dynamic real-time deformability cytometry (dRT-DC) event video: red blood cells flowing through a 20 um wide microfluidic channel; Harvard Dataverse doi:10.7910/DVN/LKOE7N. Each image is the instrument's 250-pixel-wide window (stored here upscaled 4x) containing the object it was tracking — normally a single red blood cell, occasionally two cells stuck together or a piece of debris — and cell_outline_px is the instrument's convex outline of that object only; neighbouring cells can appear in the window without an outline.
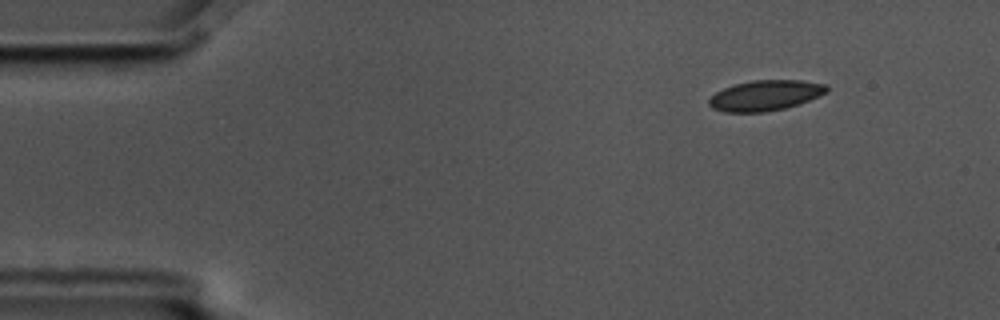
{"species": "common noctule bat (a hibernating species)", "species_latin": "Nyctalus noctula", "temperature_condition": "cold", "stored_images_in_passage": 6, "camera_frame_rate_fps": 3000, "um_per_image_px": 0.085, "animal": {"sex": "male", "body_mass_g": 17.5, "forearm_length_mm": 52.3}, "frame": {"image": 1, "passage_image": 1, "time_ms": 0.0, "image_size_px": [1000, 320], "cell_outline_px": [[828, 92], [820, 96], [800, 104], [768, 112], [724, 112], [712, 108], [708, 104], [708, 100], [716, 92], [724, 88], [736, 84], [752, 80], [800, 80], [828, 84]], "centroid_in_image_um": [65.09, 8.11], "position_along_channel_um": 19.9, "area_um2": 21.04}}
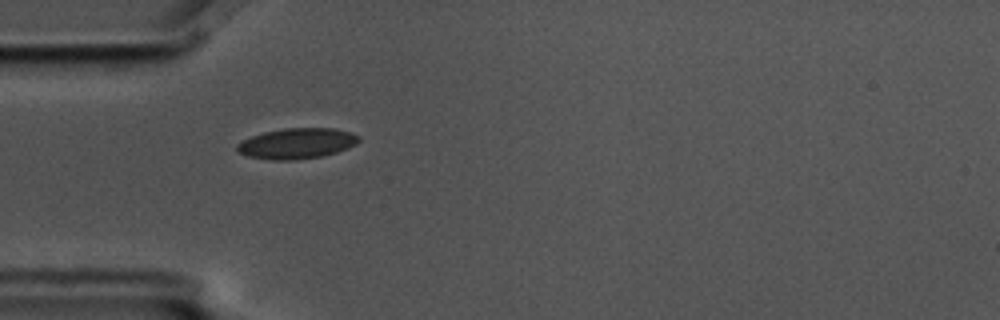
{"frame": {"image": 2, "passage_image": 4, "time_ms": 1.0, "image_size_px": [1000, 320], "cell_outline_px": [[360, 140], [356, 144], [348, 148], [336, 152], [320, 156], [292, 160], [272, 160], [248, 156], [240, 152], [236, 148], [236, 144], [252, 136], [264, 132], [284, 128], [336, 128], [352, 132], [360, 136]], "centroid_in_image_um": [25.27, 12.18], "position_along_channel_um": 59.7, "area_um2": 21.62}}